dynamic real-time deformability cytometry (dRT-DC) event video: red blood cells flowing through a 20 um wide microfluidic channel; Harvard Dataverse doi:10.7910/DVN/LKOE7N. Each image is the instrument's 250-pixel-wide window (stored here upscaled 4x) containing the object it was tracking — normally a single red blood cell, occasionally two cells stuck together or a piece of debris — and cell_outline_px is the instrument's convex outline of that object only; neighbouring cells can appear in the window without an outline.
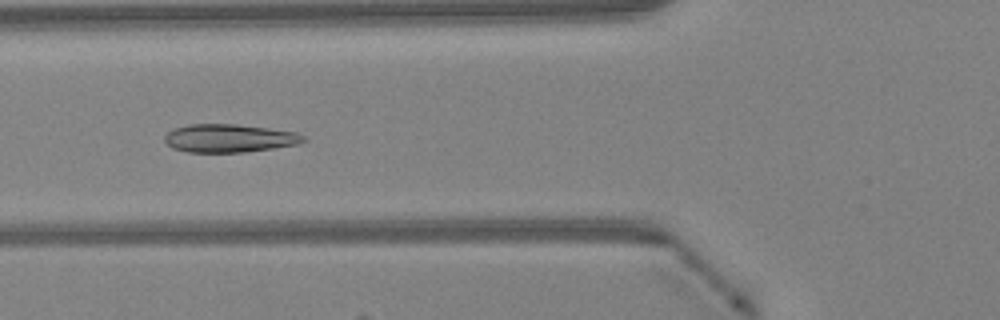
{"species": "Egyptian fruit bat (a non-hibernating species)", "species_latin": "Rousettus aegyptiacus", "temperature_condition": "warm", "stored_images_in_passage": 34, "camera_frame_rate_fps": 3000, "um_per_image_px": 0.085, "animal": {"sex": "female"}, "frame": {"image": 1, "passage_image": 9, "time_ms": 2.667, "image_size_px": [1000, 320], "cell_outline_px": [[308, 140], [300, 144], [244, 152], [188, 152], [172, 148], [164, 140], [164, 136], [172, 128], [188, 124], [236, 124], [268, 128], [296, 132], [304, 136]], "centroid_in_image_um": [19.48, 11.74], "position_along_channel_um": 106.3, "area_um2": 22.89}}
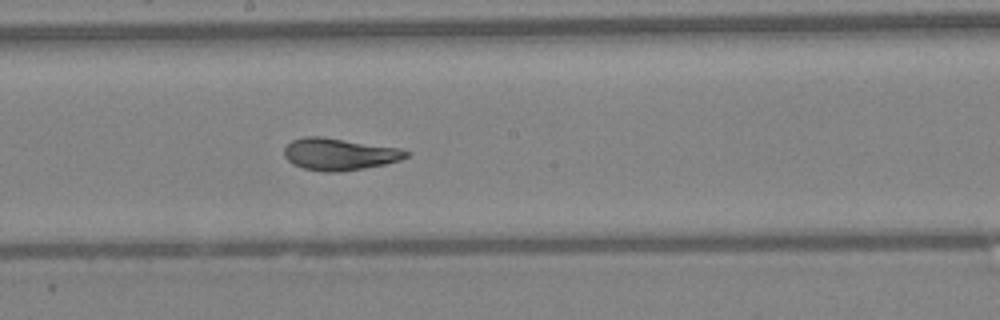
{"frame": {"image": 2, "passage_image": 17, "time_ms": 5.333, "image_size_px": [1000, 320], "cell_outline_px": [[412, 152], [408, 156], [400, 160], [384, 164], [364, 168], [340, 172], [324, 172], [304, 168], [292, 164], [284, 156], [284, 148], [292, 140], [304, 136], [320, 136], [400, 148]], "centroid_in_image_um": [28.84, 13.1], "position_along_channel_um": 219.4, "area_um2": 22.77}}
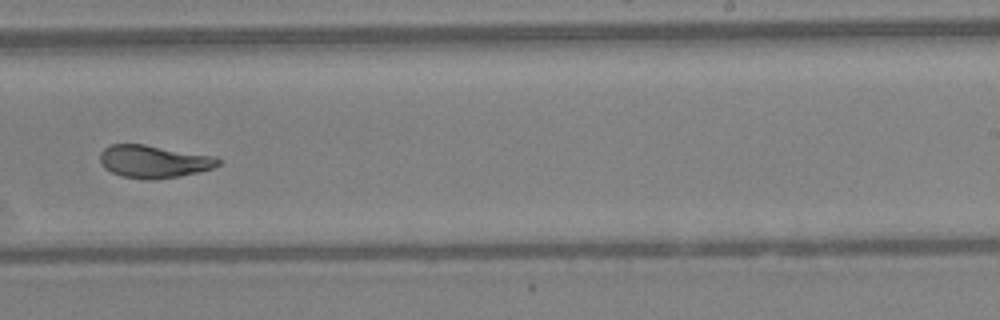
{"frame": {"image": 3, "passage_image": 21, "time_ms": 6.667, "image_size_px": [1000, 320], "cell_outline_px": [[220, 164], [212, 168], [200, 172], [180, 176], [152, 180], [120, 176], [104, 168], [100, 160], [100, 152], [104, 148], [112, 144], [144, 144], [216, 156], [220, 160]], "centroid_in_image_um": [13.08, 13.72], "position_along_channel_um": 275.9, "area_um2": 22.6}, "authors_computed_cell_mechanics": {"area_um2": 22.2241, "velocity_mm_per_s": 4.2562, "shape_relaxation_time_tau1_ms": 4.7932, "shape_relaxation_time_tau2_ms": 0.9954, "deformation_change_tau1": 0.1637, "deformation_change_tau2": 0.0556}}